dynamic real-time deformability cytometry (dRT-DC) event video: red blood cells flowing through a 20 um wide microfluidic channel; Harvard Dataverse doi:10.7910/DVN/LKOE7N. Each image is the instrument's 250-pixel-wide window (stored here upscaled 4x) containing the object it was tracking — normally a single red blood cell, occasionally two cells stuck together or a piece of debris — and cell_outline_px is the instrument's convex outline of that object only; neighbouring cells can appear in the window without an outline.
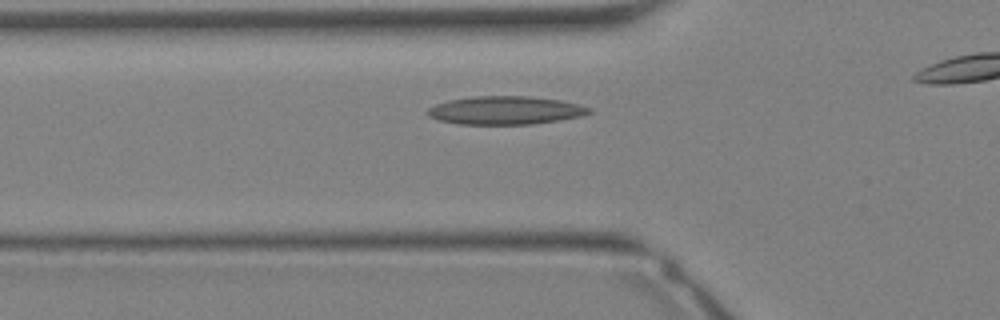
{"species": "Egyptian fruit bat (a non-hibernating species)", "species_latin": "Rousettus aegyptiacus", "temperature_condition": "warm", "stored_images_in_passage": 18, "camera_frame_rate_fps": 3000, "um_per_image_px": 0.085, "animal": {"sex": "female"}, "frame": {"image": 1, "passage_image": 6, "time_ms": 1.667, "image_size_px": [1000, 320], "cell_outline_px": [[592, 112], [580, 116], [560, 120], [532, 124], [460, 124], [440, 120], [428, 116], [428, 108], [436, 104], [448, 100], [476, 96], [528, 96], [560, 100], [592, 108]], "centroid_in_image_um": [42.96, 9.38], "position_along_channel_um": 82.8, "area_um2": 26.41}}
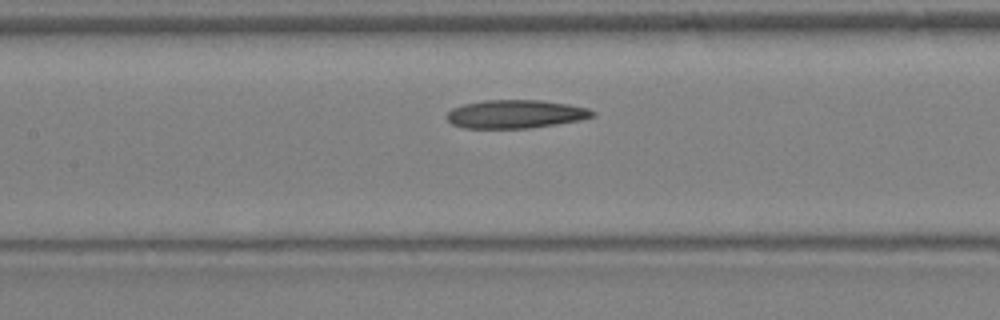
{"frame": {"image": 2, "passage_image": 10, "time_ms": 3.0, "image_size_px": [1000, 320], "cell_outline_px": [[596, 116], [580, 120], [556, 124], [528, 128], [464, 128], [452, 124], [444, 116], [452, 108], [464, 104], [484, 100], [544, 100], [568, 104], [588, 108], [596, 112]], "centroid_in_image_um": [43.83, 9.69], "position_along_channel_um": 163.6, "area_um2": 24.22}}
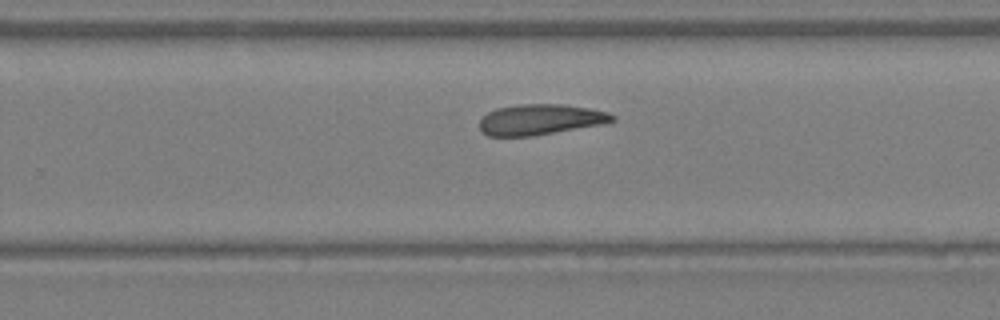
{"frame": {"image": 3, "passage_image": 16, "time_ms": 5.0, "image_size_px": [1000, 320], "cell_outline_px": [[616, 120], [604, 124], [532, 136], [488, 136], [480, 132], [480, 120], [488, 112], [496, 108], [520, 104], [564, 104], [588, 108], [608, 112], [616, 116]], "centroid_in_image_um": [45.93, 10.16], "position_along_channel_um": 283.9, "area_um2": 23.81}}